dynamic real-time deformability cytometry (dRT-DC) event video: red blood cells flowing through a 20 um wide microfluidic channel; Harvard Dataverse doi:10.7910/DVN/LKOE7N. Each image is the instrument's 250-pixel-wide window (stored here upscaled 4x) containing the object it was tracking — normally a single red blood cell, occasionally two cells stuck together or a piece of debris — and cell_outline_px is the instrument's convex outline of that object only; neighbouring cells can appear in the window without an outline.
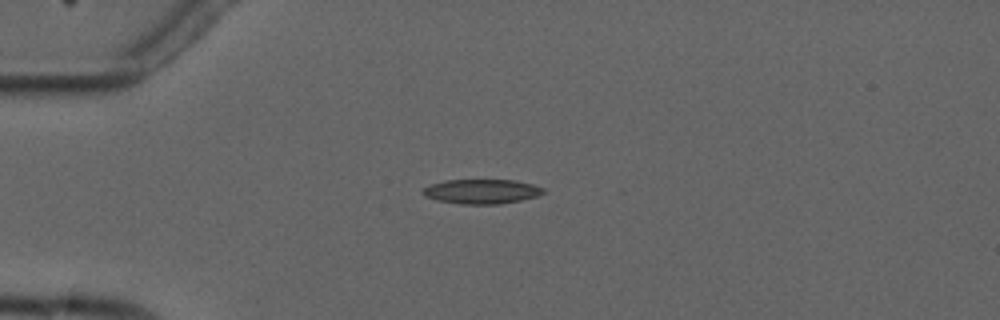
{"species": "common noctule bat (a hibernating species)", "species_latin": "Nyctalus noctula", "temperature_condition": "cold", "stored_images_in_passage": 2, "camera_frame_rate_fps": 3000, "um_per_image_px": 0.085, "animal": {"sex": "male", "forearm_length_mm": 52.5}, "frame": {"image": 1, "passage_image": 1, "time_ms": 0.0, "image_size_px": [1000, 320], "cell_outline_px": [[544, 192], [536, 196], [520, 200], [500, 204], [460, 204], [436, 200], [424, 196], [420, 192], [428, 184], [444, 180], [516, 180], [532, 184], [544, 188]], "centroid_in_image_um": [40.88, 16.27], "position_along_channel_um": 44.1, "area_um2": 17.34}}